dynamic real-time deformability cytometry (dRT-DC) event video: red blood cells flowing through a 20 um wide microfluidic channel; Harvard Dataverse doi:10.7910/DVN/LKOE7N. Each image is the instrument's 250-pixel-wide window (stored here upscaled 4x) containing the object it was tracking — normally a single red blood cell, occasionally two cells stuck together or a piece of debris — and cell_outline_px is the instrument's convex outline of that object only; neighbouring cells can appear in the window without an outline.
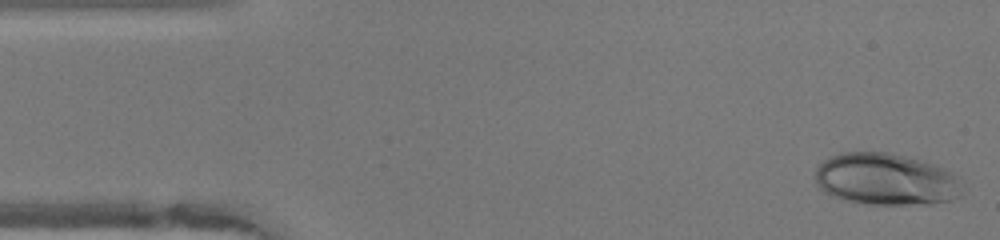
{"species": "human", "species_latin": "Homo sapiens", "temperature_condition": "warm", "stored_images_in_passage": 48, "camera_frame_rate_fps": 3000, "um_per_image_px": 0.085, "donor": {"sex": "female"}, "frame": {"image": 1, "passage_image": 1, "time_ms": 0.0, "image_size_px": [1000, 240], "cell_outline_px": [[960, 196], [952, 200], [932, 204], [868, 204], [848, 200], [832, 196], [824, 192], [816, 184], [816, 168], [824, 160], [840, 152], [888, 152], [920, 160], [944, 168], [952, 172], [956, 176], [960, 192]], "centroid_in_image_um": [75.27, 15.24], "position_along_channel_um": 9.7, "area_um2": 44.22}}
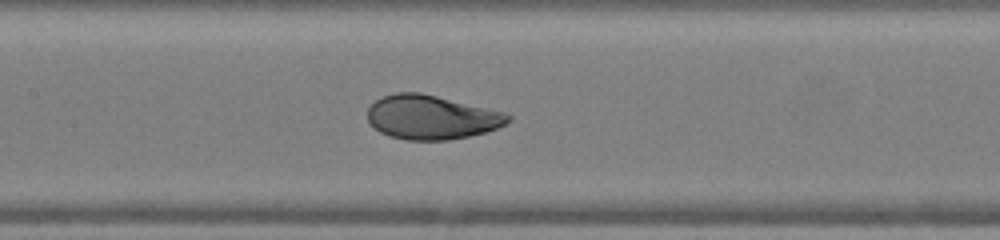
{"frame": {"image": 2, "passage_image": 21, "time_ms": 6.667, "image_size_px": [1000, 240], "cell_outline_px": [[512, 120], [508, 124], [484, 132], [468, 136], [448, 140], [408, 140], [388, 136], [380, 132], [368, 120], [368, 108], [376, 100], [384, 96], [396, 92], [420, 92], [504, 112], [512, 116]], "centroid_in_image_um": [36.69, 9.97], "position_along_channel_um": 170.7, "area_um2": 35.95}}
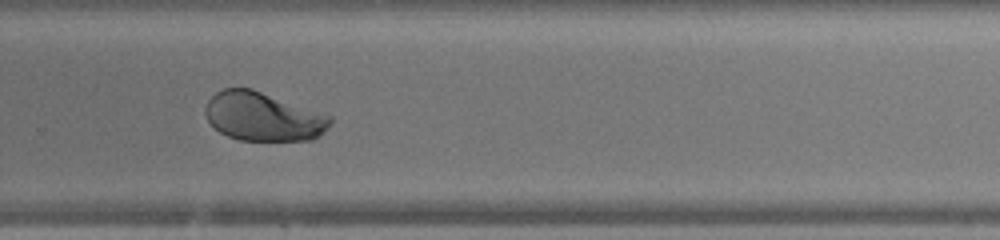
{"frame": {"image": 3, "passage_image": 31, "time_ms": 10.0, "image_size_px": [1000, 240], "cell_outline_px": [[332, 124], [320, 136], [312, 140], [240, 140], [228, 136], [220, 132], [208, 120], [204, 112], [204, 108], [208, 100], [216, 92], [224, 88], [252, 88], [332, 116]], "centroid_in_image_um": [22.38, 9.91], "position_along_channel_um": 307.4, "area_um2": 35.55}, "authors_computed_cell_mechanics": {"area_um2": 39.2751, "velocity_mm_per_s": 4.1181, "shape_relaxation_time_tau1_ms": 3.1825, "shape_relaxation_time_tau2_ms": null, "deformation_change_tau1": 0.1596, "deformation_change_tau2": null}}